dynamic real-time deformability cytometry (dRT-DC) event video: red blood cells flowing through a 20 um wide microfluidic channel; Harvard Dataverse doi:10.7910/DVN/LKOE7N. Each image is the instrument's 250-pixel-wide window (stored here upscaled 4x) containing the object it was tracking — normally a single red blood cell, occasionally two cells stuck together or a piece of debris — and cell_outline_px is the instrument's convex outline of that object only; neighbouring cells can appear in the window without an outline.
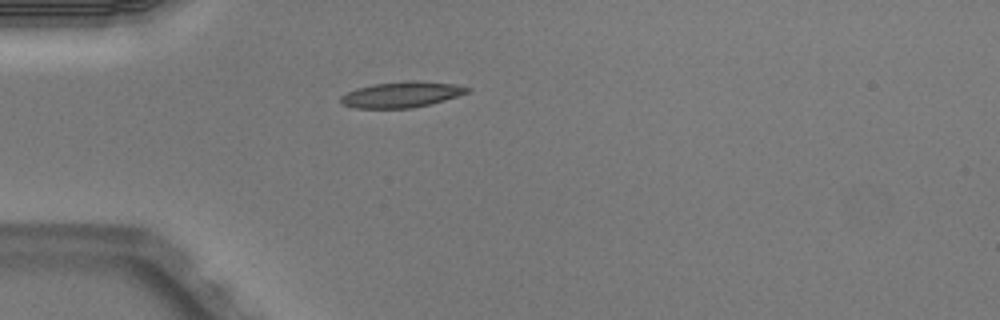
{"species": "Egyptian fruit bat (a non-hibernating species)", "species_latin": "Rousettus aegyptiacus", "temperature_condition": "warm", "stored_images_in_passage": 1, "camera_frame_rate_fps": 3000, "um_per_image_px": 0.085, "animal": {"sex": "male"}, "frame": {"image": 1, "passage_image": 1, "time_ms": 0.0, "image_size_px": [1000, 320], "cell_outline_px": [[472, 88], [468, 92], [432, 104], [412, 108], [356, 108], [344, 104], [340, 100], [340, 96], [356, 88], [376, 84], [412, 80], [416, 80], [452, 84]], "centroid_in_image_um": [34.14, 8.04], "position_along_channel_um": 50.9, "area_um2": 18.79}}